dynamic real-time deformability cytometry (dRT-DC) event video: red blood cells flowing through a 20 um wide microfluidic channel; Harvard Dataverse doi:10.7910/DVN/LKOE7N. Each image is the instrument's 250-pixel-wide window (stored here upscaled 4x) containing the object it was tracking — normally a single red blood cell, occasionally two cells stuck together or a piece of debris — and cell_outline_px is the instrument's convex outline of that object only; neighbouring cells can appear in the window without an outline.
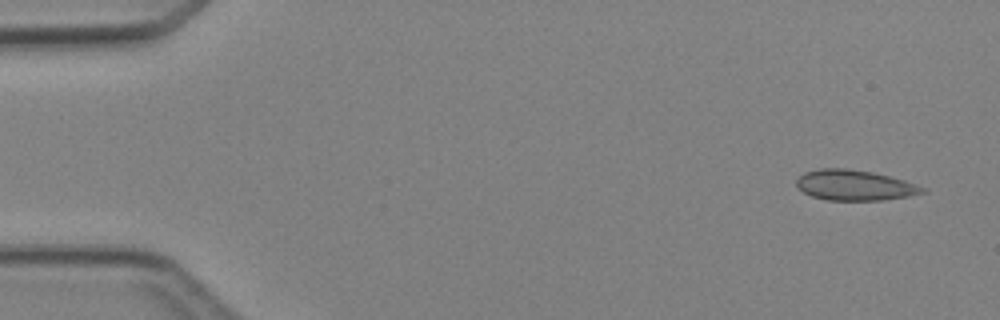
{"species": "Egyptian fruit bat (a non-hibernating species)", "species_latin": "Rousettus aegyptiacus", "temperature_condition": "cold", "stored_images_in_passage": 4, "camera_frame_rate_fps": 3000, "um_per_image_px": 0.085, "animal": {"sex": "female"}, "frame": {"image": 1, "passage_image": 1, "time_ms": 0.0, "image_size_px": [1000, 320], "cell_outline_px": [[928, 192], [908, 196], [884, 200], [828, 200], [812, 196], [796, 188], [796, 180], [804, 172], [820, 168], [848, 168], [872, 172], [904, 180], [928, 188]], "centroid_in_image_um": [72.66, 15.74], "position_along_channel_um": 12.3, "area_um2": 22.48}}
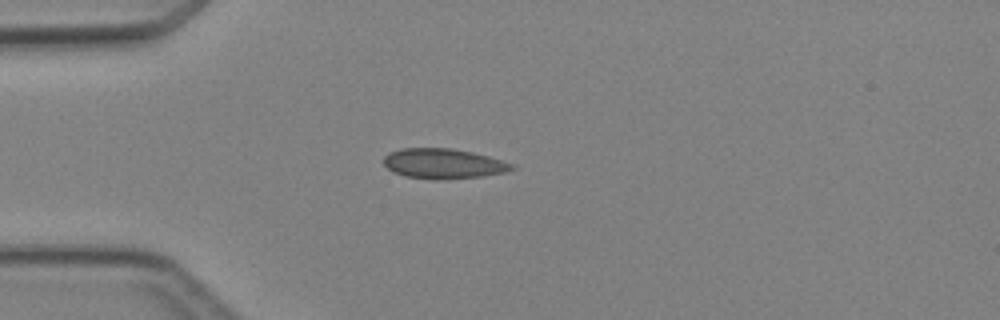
{"frame": {"image": 2, "passage_image": 4, "time_ms": 3.333, "image_size_px": [1000, 320], "cell_outline_px": [[516, 168], [504, 172], [484, 176], [444, 180], [432, 180], [404, 176], [392, 172], [384, 164], [384, 156], [388, 152], [400, 148], [452, 148], [472, 152], [488, 156], [516, 164]], "centroid_in_image_um": [37.68, 13.91], "position_along_channel_um": 47.3, "area_um2": 22.83}}